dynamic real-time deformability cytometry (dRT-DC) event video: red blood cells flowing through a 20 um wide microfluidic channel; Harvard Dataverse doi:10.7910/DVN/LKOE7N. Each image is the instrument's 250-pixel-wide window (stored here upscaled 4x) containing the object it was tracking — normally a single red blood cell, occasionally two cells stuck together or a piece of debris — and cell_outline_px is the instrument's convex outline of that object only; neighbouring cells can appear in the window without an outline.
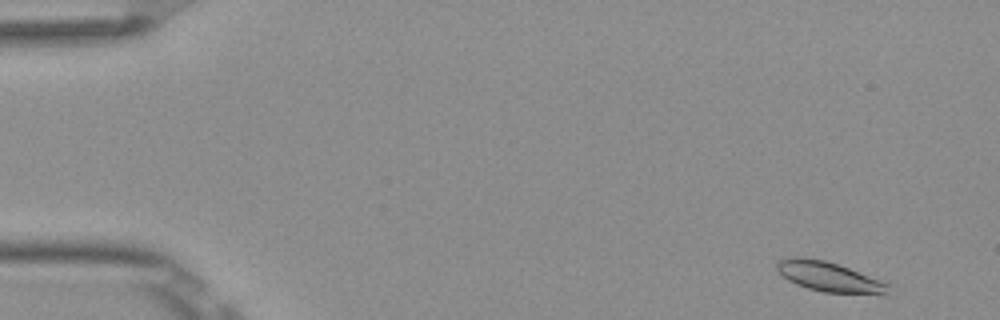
{"species": "Egyptian fruit bat (a non-hibernating species)", "species_latin": "Rousettus aegyptiacus", "temperature_condition": "room temperature", "stored_images_in_passage": 51, "camera_frame_rate_fps": 3000, "um_per_image_px": 0.085, "frame": {"image": 1, "passage_image": 2, "time_ms": 0.333, "image_size_px": [1000, 320], "cell_outline_px": [[888, 284], [884, 296], [824, 292], [808, 288], [796, 284], [788, 280], [776, 268], [776, 264], [780, 260], [796, 256], [804, 256], [824, 260], [848, 268]], "centroid_in_image_um": [70.45, 23.54], "position_along_channel_um": 14.5, "area_um2": 19.19}}
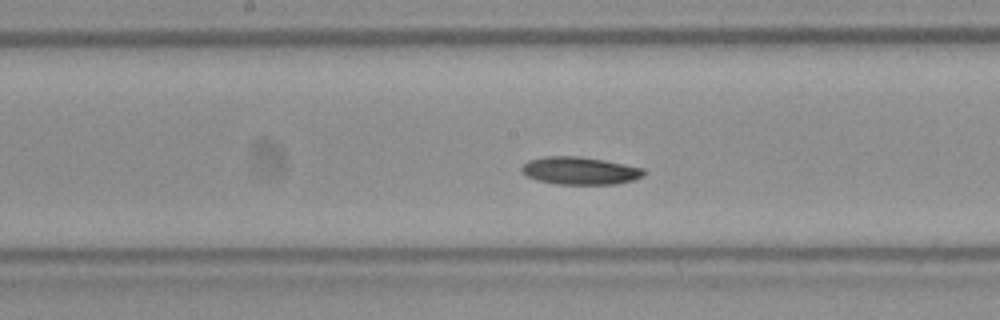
{"frame": {"image": 2, "passage_image": 26, "time_ms": 8.333, "image_size_px": [1000, 320], "cell_outline_px": [[644, 176], [632, 180], [616, 184], [556, 184], [536, 180], [528, 176], [520, 168], [528, 160], [544, 156], [580, 156], [604, 160], [644, 168]], "centroid_in_image_um": [49.29, 14.51], "position_along_channel_um": 198.9, "area_um2": 19.65}}
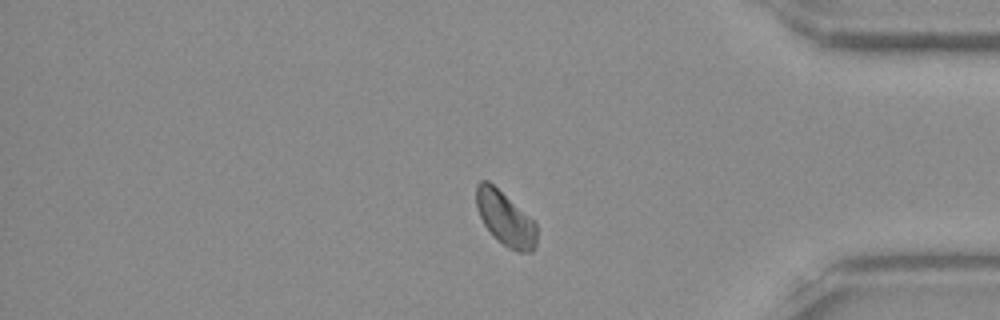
{"frame": {"image": 3, "passage_image": 43, "time_ms": 14.0, "image_size_px": [1000, 320], "cell_outline_px": [[536, 244], [532, 252], [516, 252], [508, 248], [492, 236], [484, 224], [476, 208], [476, 184], [480, 180], [488, 180], [532, 220], [536, 224]], "centroid_in_image_um": [42.91, 18.6], "position_along_channel_um": 392.3, "area_um2": 18.84}, "authors_computed_cell_mechanics": {"area_um2": 19.1896, "velocity_mm_per_s": 3.8288, "shape_relaxation_time_tau1_ms": 2.9009, "shape_relaxation_time_tau2_ms": null, "deformation_change_tau1": 0.0776, "deformation_change_tau2": null}}